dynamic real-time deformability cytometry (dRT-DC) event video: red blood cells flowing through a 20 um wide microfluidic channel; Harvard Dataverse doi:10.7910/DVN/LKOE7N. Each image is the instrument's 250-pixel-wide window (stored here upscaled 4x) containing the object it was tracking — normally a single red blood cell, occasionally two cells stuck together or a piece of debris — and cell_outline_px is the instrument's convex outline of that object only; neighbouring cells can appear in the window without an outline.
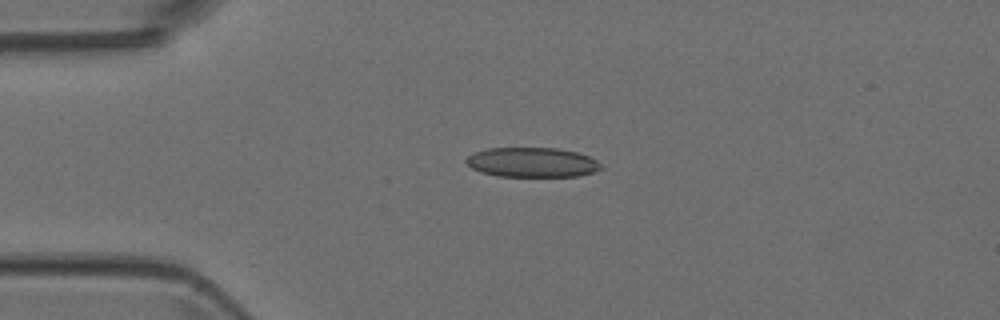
{"species": "Egyptian fruit bat (a non-hibernating species)", "species_latin": "Rousettus aegyptiacus", "temperature_condition": "room temperature", "stored_images_in_passage": 4, "camera_frame_rate_fps": 3000, "um_per_image_px": 0.085, "animal": {"sex": "female"}, "frame": {"image": 1, "passage_image": 3, "time_ms": 0.667, "image_size_px": [1000, 320], "cell_outline_px": [[604, 168], [580, 176], [496, 176], [480, 172], [472, 168], [464, 160], [468, 156], [476, 152], [488, 148], [556, 148], [576, 152], [588, 156], [596, 160]], "centroid_in_image_um": [45.22, 13.8], "position_along_channel_um": 39.8, "area_um2": 23.24}}